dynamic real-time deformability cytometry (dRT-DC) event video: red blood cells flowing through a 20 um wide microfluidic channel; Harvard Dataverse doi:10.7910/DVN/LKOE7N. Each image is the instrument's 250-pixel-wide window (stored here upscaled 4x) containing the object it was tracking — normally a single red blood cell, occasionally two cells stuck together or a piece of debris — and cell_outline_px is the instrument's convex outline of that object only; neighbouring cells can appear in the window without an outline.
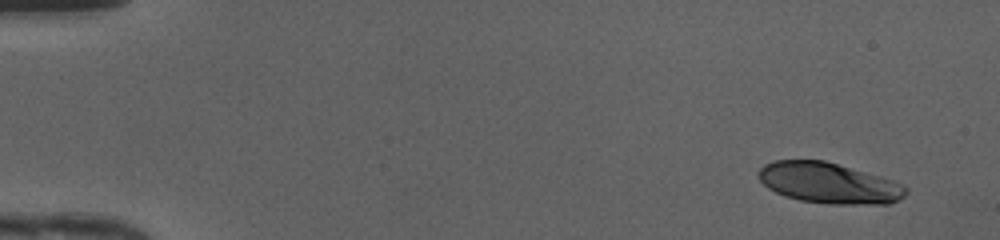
{"species": "human", "species_latin": "Homo sapiens", "temperature_condition": "cold", "stored_images_in_passage": 33, "camera_frame_rate_fps": 3000, "um_per_image_px": 0.085, "donor": {"sex": "female"}, "frame": {"image": 1, "passage_image": 1, "time_ms": 0.0, "image_size_px": [1000, 240], "cell_outline_px": [[892, 200], [808, 200], [792, 196], [780, 192], [772, 188], [768, 184], [764, 168], [772, 164], [784, 160], [816, 160], [832, 164], [840, 168]], "centroid_in_image_um": [69.54, 15.45], "position_along_channel_um": 15.5, "area_um2": 24.45}}
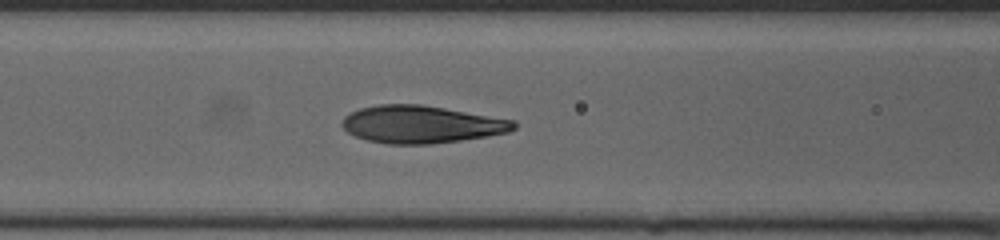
{"frame": {"image": 2, "passage_image": 19, "time_ms": 6.0, "image_size_px": [1000, 240], "cell_outline_px": [[512, 128], [496, 132], [476, 136], [448, 140], [380, 140], [364, 136], [348, 120], [356, 112], [372, 108], [436, 108], [500, 120], [512, 124]], "centroid_in_image_um": [35.95, 10.56], "position_along_channel_um": 130.7, "area_um2": 29.19}}
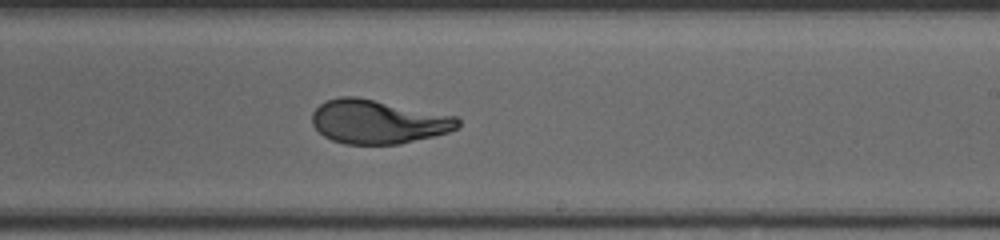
{"frame": {"image": 3, "passage_image": 28, "time_ms": 9.0, "image_size_px": [1000, 240], "cell_outline_px": [[456, 124], [452, 128], [440, 132], [424, 136], [384, 144], [360, 144], [340, 140], [328, 136], [316, 124], [316, 112], [324, 104], [332, 100], [368, 100], [456, 120]], "centroid_in_image_um": [32.02, 10.39], "position_along_channel_um": 257.0, "area_um2": 31.5}}